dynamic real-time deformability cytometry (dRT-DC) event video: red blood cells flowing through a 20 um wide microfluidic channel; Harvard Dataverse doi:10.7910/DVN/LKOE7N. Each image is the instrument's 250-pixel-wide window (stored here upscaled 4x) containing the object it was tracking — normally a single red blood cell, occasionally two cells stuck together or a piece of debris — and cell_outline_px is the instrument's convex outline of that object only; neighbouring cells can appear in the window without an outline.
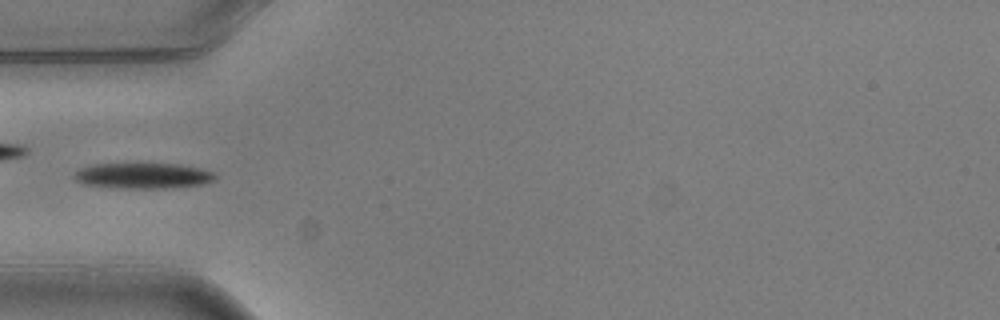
{"species": "common noctule bat (a hibernating species)", "species_latin": "Nyctalus noctula", "temperature_condition": "warm", "stored_images_in_passage": 4, "camera_frame_rate_fps": 3000, "um_per_image_px": 0.085, "animal": {"sex": "male", "body_mass_g": 20.5, "forearm_length_mm": 52.5}, "frame": {"image": 1, "passage_image": 4, "time_ms": 1.0, "image_size_px": [1000, 320], "cell_outline_px": [[216, 176], [212, 180], [204, 184], [164, 188], [120, 188], [84, 184], [76, 180], [72, 176], [80, 168], [92, 164], [140, 160], [180, 164], [200, 168], [212, 172]], "centroid_in_image_um": [12.1, 14.87], "position_along_channel_um": 72.9, "area_um2": 22.14}}